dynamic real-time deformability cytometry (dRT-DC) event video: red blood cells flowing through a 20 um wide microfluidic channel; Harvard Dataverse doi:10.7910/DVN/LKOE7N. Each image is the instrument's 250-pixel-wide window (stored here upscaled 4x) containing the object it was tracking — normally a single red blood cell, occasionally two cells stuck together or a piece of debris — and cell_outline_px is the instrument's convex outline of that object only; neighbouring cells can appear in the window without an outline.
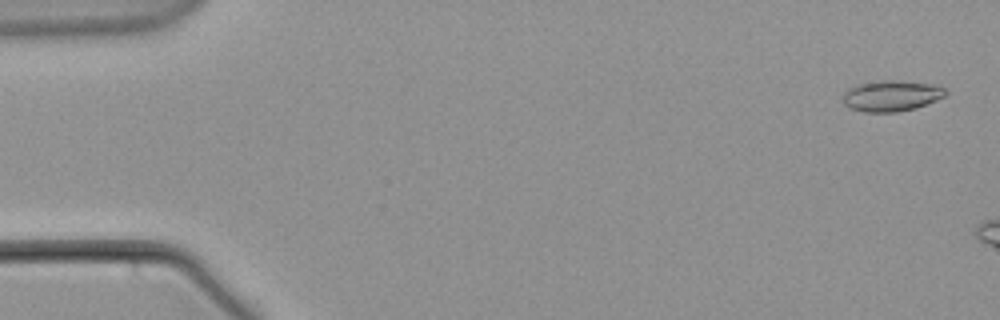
{"species": "common noctule bat (a hibernating species)", "species_latin": "Nyctalus noctula", "temperature_condition": "warm", "stored_images_in_passage": 8, "camera_frame_rate_fps": 3000, "um_per_image_px": 0.085, "animal": {"sex": "male", "body_mass_g": 21.5, "forearm_length_mm": 52.0}, "frame": {"image": 1, "passage_image": 2, "time_ms": 0.333, "image_size_px": [1000, 320], "cell_outline_px": [[948, 92], [944, 96], [936, 100], [916, 108], [896, 112], [864, 112], [848, 108], [844, 104], [840, 96], [848, 88], [856, 84], [880, 80], [892, 80], [940, 84]], "centroid_in_image_um": [75.74, 8.13], "position_along_channel_um": 9.3, "area_um2": 18.9}}